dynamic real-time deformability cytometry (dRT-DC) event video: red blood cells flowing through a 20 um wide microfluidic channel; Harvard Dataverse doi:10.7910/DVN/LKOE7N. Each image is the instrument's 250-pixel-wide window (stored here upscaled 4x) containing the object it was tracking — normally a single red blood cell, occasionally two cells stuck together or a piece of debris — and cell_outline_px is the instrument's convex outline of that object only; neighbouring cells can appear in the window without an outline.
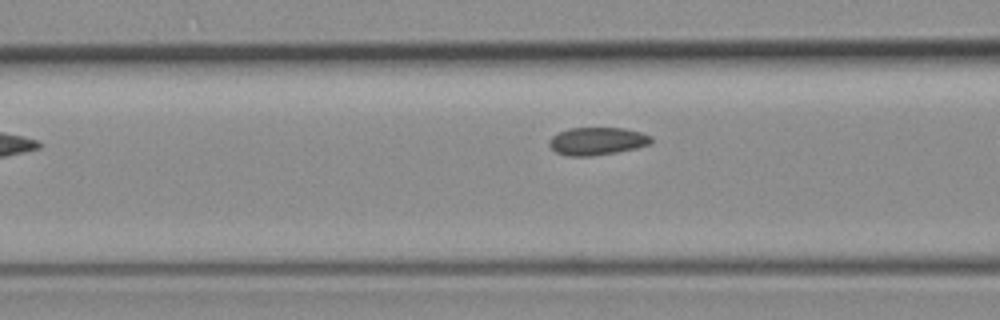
{"species": "common noctule bat (a hibernating species)", "species_latin": "Nyctalus noctula", "temperature_condition": "room temperature", "stored_images_in_passage": 5, "camera_frame_rate_fps": 3000, "um_per_image_px": 0.085, "animal": {"sex": "female", "body_mass_g": 19.3, "forearm_length_mm": 54.1}, "frame": {"image": 1, "passage_image": 5, "time_ms": 4.667, "image_size_px": [1000, 320], "cell_outline_px": [[652, 140], [648, 144], [636, 148], [616, 152], [592, 156], [568, 156], [556, 152], [548, 144], [548, 140], [552, 136], [568, 128], [624, 128], [640, 132], [652, 136]], "centroid_in_image_um": [50.73, 11.99], "position_along_channel_um": 115.9, "area_um2": 16.42}}